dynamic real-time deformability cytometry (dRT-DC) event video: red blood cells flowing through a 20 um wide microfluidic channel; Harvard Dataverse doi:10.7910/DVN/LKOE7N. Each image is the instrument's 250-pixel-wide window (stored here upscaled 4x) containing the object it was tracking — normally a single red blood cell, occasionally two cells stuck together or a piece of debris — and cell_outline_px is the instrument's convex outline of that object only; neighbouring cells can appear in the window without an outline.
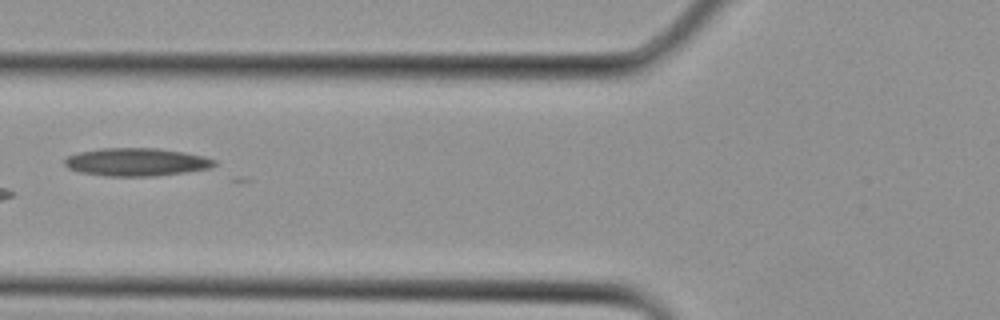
{"species": "Egyptian fruit bat (a non-hibernating species)", "species_latin": "Rousettus aegyptiacus", "temperature_condition": "cold", "stored_images_in_passage": 2, "camera_frame_rate_fps": 3000, "um_per_image_px": 0.085, "animal": {"sex": "female"}, "frame": {"image": 1, "passage_image": 2, "time_ms": 0.333, "image_size_px": [1000, 320], "cell_outline_px": [[216, 164], [212, 168], [156, 176], [108, 176], [80, 172], [68, 168], [64, 164], [64, 160], [68, 156], [80, 152], [104, 148], [156, 148], [184, 152], [204, 156], [216, 160]], "centroid_in_image_um": [11.62, 13.77], "position_along_channel_um": 114.2, "area_um2": 24.33}}